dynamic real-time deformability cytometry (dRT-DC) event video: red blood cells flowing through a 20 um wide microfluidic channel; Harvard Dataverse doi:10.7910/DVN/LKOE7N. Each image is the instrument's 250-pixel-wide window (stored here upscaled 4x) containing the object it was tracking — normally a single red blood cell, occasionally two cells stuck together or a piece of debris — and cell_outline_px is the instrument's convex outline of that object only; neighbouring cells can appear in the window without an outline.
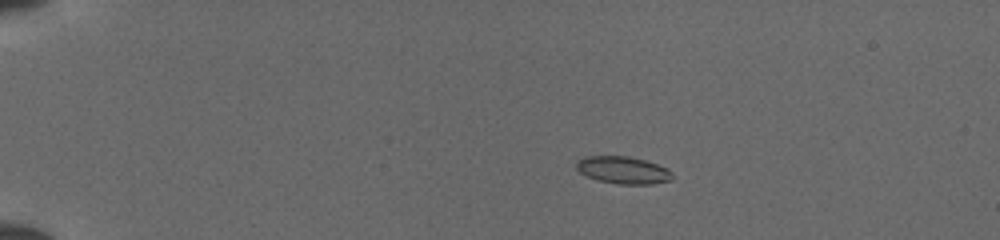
{"species": "common noctule bat (a hibernating species)", "species_latin": "Nyctalus noctula", "temperature_condition": "cold", "stored_images_in_passage": 43, "camera_frame_rate_fps": 3000, "um_per_image_px": 0.085, "animal": {"sex": "female", "body_mass_g": 19.5, "forearm_length_mm": 54.1}, "frame": {"image": 1, "passage_image": 3, "time_ms": 0.667, "image_size_px": [1000, 240], "cell_outline_px": [[672, 180], [652, 184], [620, 184], [596, 180], [580, 172], [576, 168], [576, 160], [588, 156], [628, 156], [644, 160], [668, 168], [672, 172]], "centroid_in_image_um": [52.97, 14.46], "position_along_channel_um": 32.0, "area_um2": 15.26}}
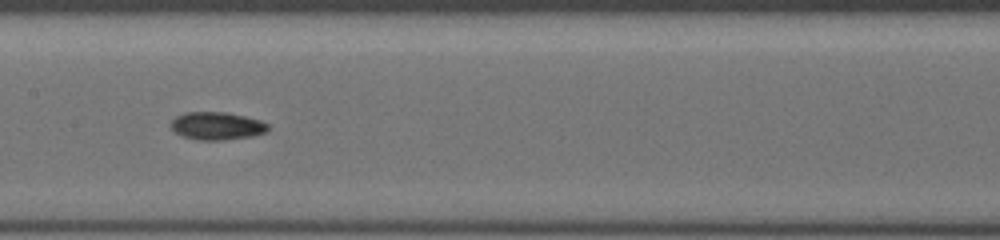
{"frame": {"image": 2, "passage_image": 20, "time_ms": 6.333, "image_size_px": [1000, 240], "cell_outline_px": [[268, 132], [252, 136], [220, 140], [200, 140], [184, 136], [176, 132], [168, 124], [176, 116], [184, 112], [224, 112], [244, 116], [260, 120], [268, 124]], "centroid_in_image_um": [18.43, 10.69], "position_along_channel_um": 189.0, "area_um2": 15.66}}
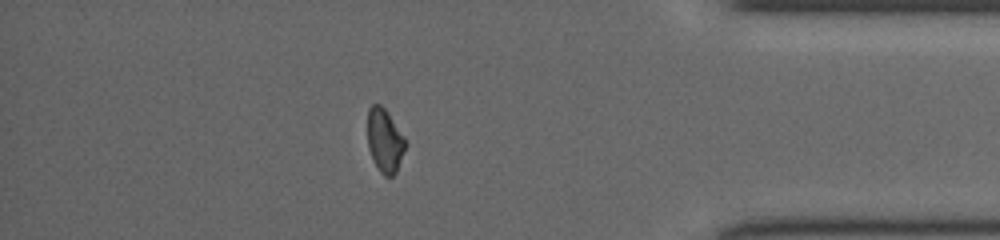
{"frame": {"image": 3, "passage_image": 37, "time_ms": 12.0, "image_size_px": [1000, 240], "cell_outline_px": [[404, 148], [396, 172], [392, 176], [384, 176], [380, 172], [372, 160], [368, 148], [368, 108], [372, 104], [380, 104], [384, 108], [404, 136]], "centroid_in_image_um": [32.66, 11.95], "position_along_channel_um": 402.5, "area_um2": 13.76}}